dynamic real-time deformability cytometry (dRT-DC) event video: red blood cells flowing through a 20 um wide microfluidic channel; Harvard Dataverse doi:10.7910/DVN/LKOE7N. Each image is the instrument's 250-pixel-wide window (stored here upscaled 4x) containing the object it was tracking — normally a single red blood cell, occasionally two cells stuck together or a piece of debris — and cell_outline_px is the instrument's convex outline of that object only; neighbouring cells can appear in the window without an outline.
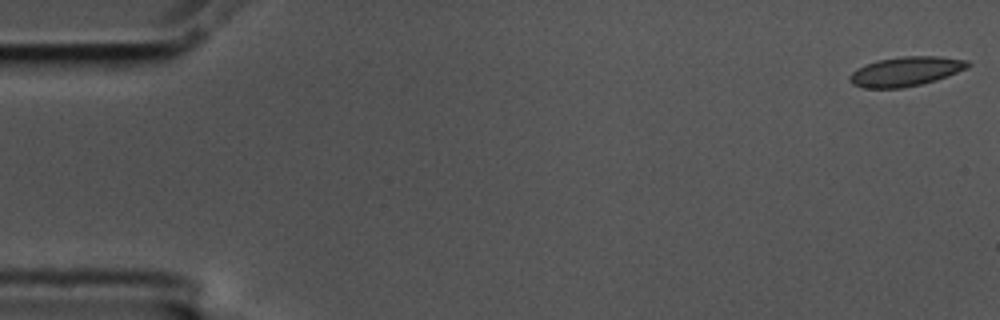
{"species": "common noctule bat (a hibernating species)", "species_latin": "Nyctalus noctula", "temperature_condition": "cold", "stored_images_in_passage": 16, "camera_frame_rate_fps": 3000, "um_per_image_px": 0.085, "animal": {"sex": "male", "body_mass_g": 17.5, "forearm_length_mm": 52.3}, "frame": {"image": 1, "passage_image": 1, "time_ms": 0.0, "image_size_px": [1000, 320], "cell_outline_px": [[972, 64], [968, 68], [936, 80], [920, 84], [900, 88], [864, 88], [852, 84], [848, 80], [848, 76], [852, 72], [876, 60], [904, 56], [936, 56], [968, 60]], "centroid_in_image_um": [77.0, 6.07], "position_along_channel_um": 8.0, "area_um2": 20.17}}
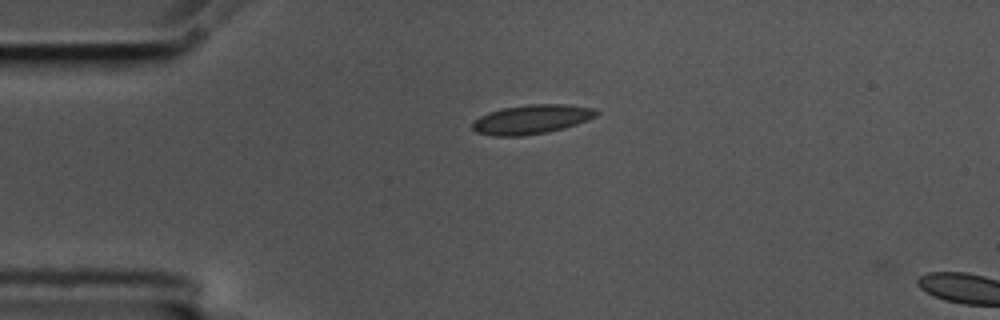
{"frame": {"image": 2, "passage_image": 13, "time_ms": 4.0, "image_size_px": [1000, 320], "cell_outline_px": [[600, 112], [596, 116], [588, 120], [576, 124], [548, 132], [520, 136], [492, 136], [476, 132], [472, 128], [472, 124], [480, 116], [488, 112], [504, 108], [528, 104], [564, 104], [596, 108]], "centroid_in_image_um": [45.2, 10.14], "position_along_channel_um": 39.8, "area_um2": 21.1}}